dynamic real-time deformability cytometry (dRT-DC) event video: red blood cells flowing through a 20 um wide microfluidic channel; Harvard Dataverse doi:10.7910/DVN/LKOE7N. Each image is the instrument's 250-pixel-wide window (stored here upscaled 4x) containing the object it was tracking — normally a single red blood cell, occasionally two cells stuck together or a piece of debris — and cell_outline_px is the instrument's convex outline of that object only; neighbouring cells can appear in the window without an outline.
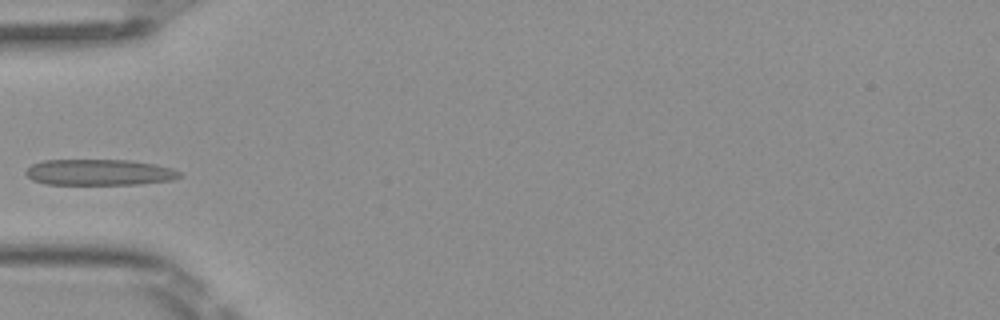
{"species": "Egyptian fruit bat (a non-hibernating species)", "species_latin": "Rousettus aegyptiacus", "temperature_condition": "room temperature", "stored_images_in_passage": 34, "camera_frame_rate_fps": 3000, "um_per_image_px": 0.085, "frame": {"image": 1, "passage_image": 1, "time_ms": 0.0, "image_size_px": [1000, 320], "cell_outline_px": [[184, 176], [172, 180], [140, 184], [44, 184], [32, 180], [24, 172], [32, 164], [44, 160], [132, 160], [156, 164], [172, 168], [180, 172]], "centroid_in_image_um": [8.47, 14.64], "position_along_channel_um": 76.5, "area_um2": 23.47}}
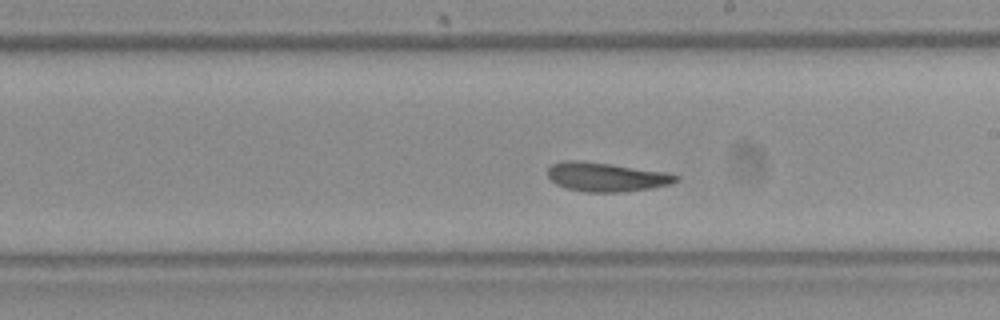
{"frame": {"image": 2, "passage_image": 13, "time_ms": 4.0, "image_size_px": [1000, 320], "cell_outline_px": [[680, 176], [672, 184], [652, 188], [624, 192], [584, 192], [568, 188], [556, 184], [548, 176], [548, 168], [552, 164], [564, 160], [580, 160], [612, 164], [664, 172]], "centroid_in_image_um": [51.52, 15.04], "position_along_channel_um": 237.5, "area_um2": 21.68}}
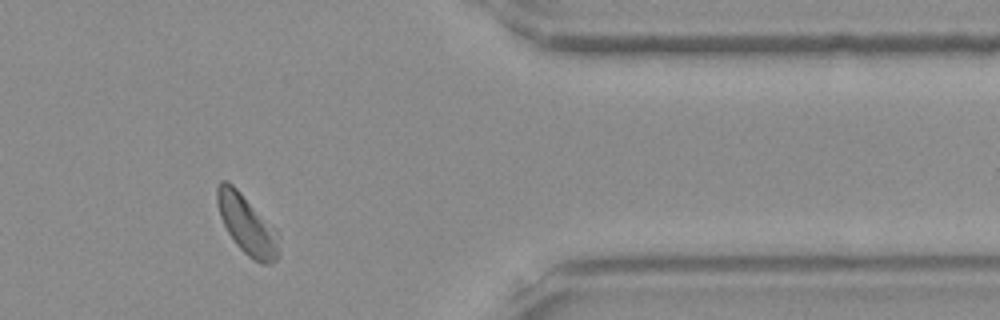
{"frame": {"image": 3, "passage_image": 26, "time_ms": 8.333, "image_size_px": [1000, 320], "cell_outline_px": [[280, 256], [272, 264], [260, 264], [248, 256], [236, 244], [228, 232], [220, 216], [216, 200], [216, 188], [220, 180], [228, 180], [280, 232]], "centroid_in_image_um": [21.04, 19.12], "position_along_channel_um": 390.4, "area_um2": 21.73}}